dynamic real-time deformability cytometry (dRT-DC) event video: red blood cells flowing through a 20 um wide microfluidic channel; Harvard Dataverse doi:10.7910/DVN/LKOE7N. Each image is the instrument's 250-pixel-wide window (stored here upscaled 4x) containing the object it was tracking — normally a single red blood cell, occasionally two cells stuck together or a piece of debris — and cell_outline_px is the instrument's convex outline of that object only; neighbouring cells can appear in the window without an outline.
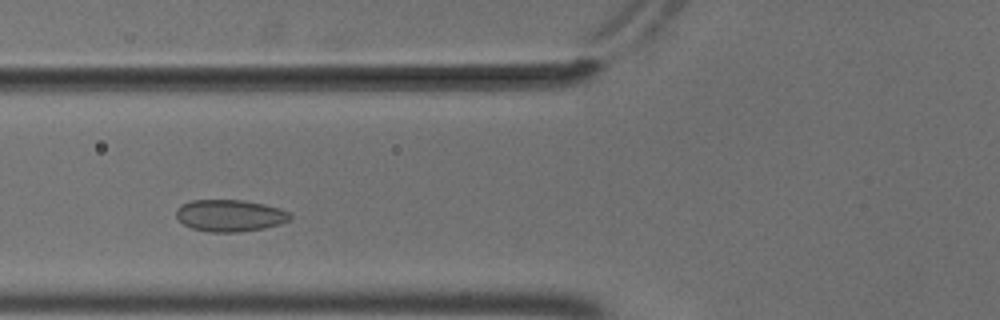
{"species": "common noctule bat (a hibernating species)", "species_latin": "Nyctalus noctula", "temperature_condition": "cold", "stored_images_in_passage": 39, "camera_frame_rate_fps": 3000, "um_per_image_px": 0.085, "animal": {"sex": "male", "body_mass_g": 18.8}, "frame": {"image": 1, "passage_image": 11, "time_ms": 3.333, "image_size_px": [1000, 320], "cell_outline_px": [[292, 216], [288, 220], [280, 224], [264, 228], [236, 232], [208, 232], [192, 228], [176, 220], [176, 208], [180, 204], [192, 200], [240, 200], [264, 204], [280, 208], [288, 212]], "centroid_in_image_um": [19.49, 18.32], "position_along_channel_um": 106.3, "area_um2": 21.21}}
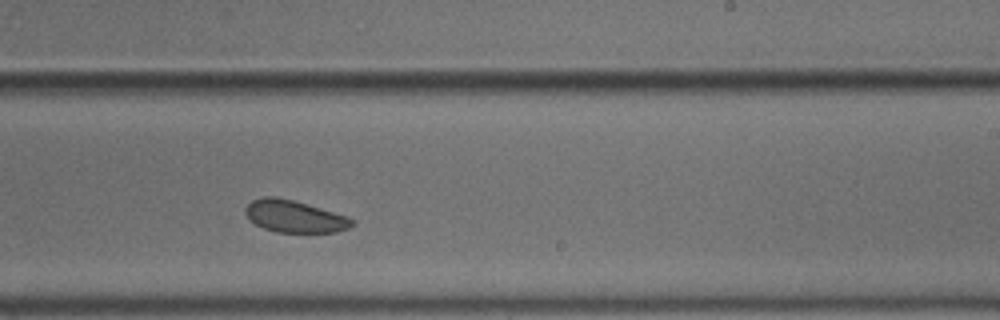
{"frame": {"image": 2, "passage_image": 24, "time_ms": 7.667, "image_size_px": [1000, 320], "cell_outline_px": [[356, 224], [348, 228], [336, 232], [276, 232], [264, 228], [256, 224], [244, 212], [244, 208], [252, 200], [264, 196], [272, 196], [292, 200], [348, 216], [356, 220]], "centroid_in_image_um": [25.06, 18.4], "position_along_channel_um": 263.9, "area_um2": 19.83}}
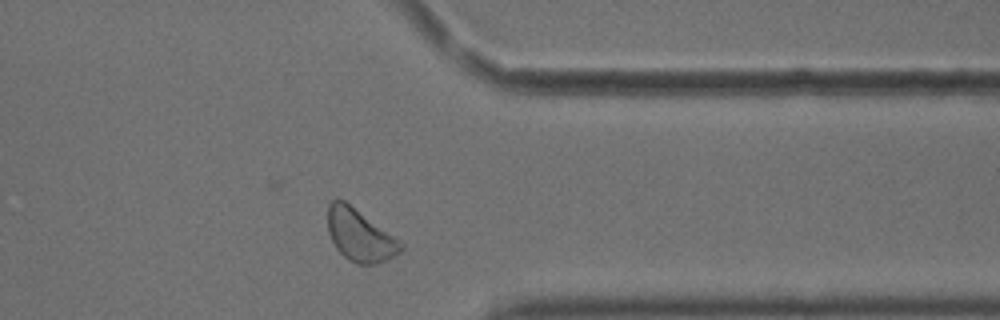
{"frame": {"image": 3, "passage_image": 34, "time_ms": 11.0, "image_size_px": [1000, 320], "cell_outline_px": [[404, 248], [400, 252], [388, 260], [376, 264], [356, 264], [348, 260], [336, 248], [328, 232], [328, 204], [332, 200], [344, 200], [404, 244]], "centroid_in_image_um": [30.58, 20.03], "position_along_channel_um": 380.8, "area_um2": 21.91}}